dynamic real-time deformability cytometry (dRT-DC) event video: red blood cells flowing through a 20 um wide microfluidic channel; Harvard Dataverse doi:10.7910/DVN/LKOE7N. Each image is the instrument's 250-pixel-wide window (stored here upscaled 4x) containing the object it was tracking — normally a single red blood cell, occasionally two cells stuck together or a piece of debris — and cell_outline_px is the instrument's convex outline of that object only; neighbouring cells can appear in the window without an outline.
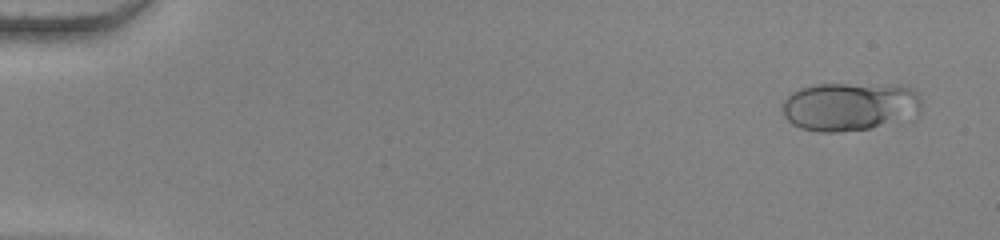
{"species": "human", "species_latin": "Homo sapiens", "temperature_condition": "warm", "stored_images_in_passage": 54, "camera_frame_rate_fps": 3000, "um_per_image_px": 0.085, "donor": {"sex": "female"}, "frame": {"image": 1, "passage_image": 3, "time_ms": 0.667, "image_size_px": [1000, 240], "cell_outline_px": [[920, 112], [912, 120], [868, 128], [840, 132], [820, 132], [800, 128], [792, 124], [784, 116], [784, 100], [792, 92], [800, 88], [816, 84], [848, 84], [912, 88], [916, 92], [920, 100]], "centroid_in_image_um": [72.24, 9.08], "position_along_channel_um": 12.8, "area_um2": 39.25}}
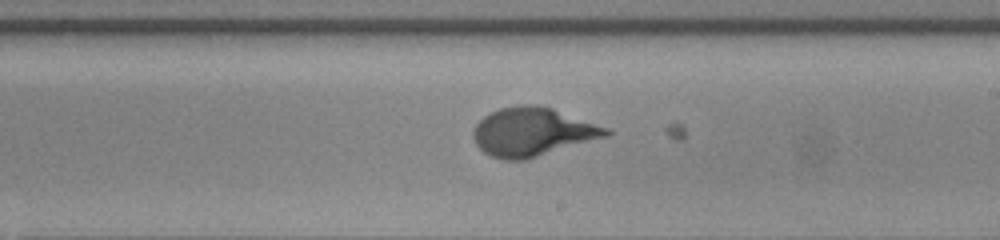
{"frame": {"image": 2, "passage_image": 33, "time_ms": 10.667, "image_size_px": [1000, 240], "cell_outline_px": [[612, 132], [608, 136], [524, 160], [504, 160], [492, 156], [484, 152], [476, 144], [472, 136], [472, 132], [476, 124], [488, 112], [500, 108], [524, 104], [536, 104], [552, 108], [608, 128]], "centroid_in_image_um": [45.24, 11.2], "position_along_channel_um": 243.8, "area_um2": 37.4}}
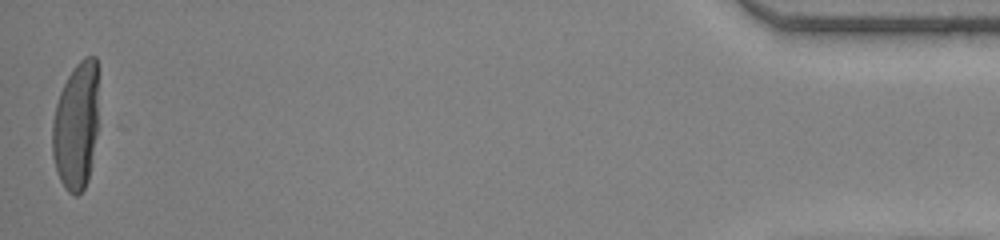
{"frame": {"image": 3, "passage_image": 54, "time_ms": 17.667, "image_size_px": [1000, 240], "cell_outline_px": [[100, 128], [88, 180], [84, 188], [76, 196], [72, 196], [64, 188], [60, 180], [52, 156], [52, 124], [56, 104], [60, 92], [72, 68], [84, 56], [96, 56]], "centroid_in_image_um": [6.52, 10.7], "position_along_channel_um": 428.7, "area_um2": 35.6}}